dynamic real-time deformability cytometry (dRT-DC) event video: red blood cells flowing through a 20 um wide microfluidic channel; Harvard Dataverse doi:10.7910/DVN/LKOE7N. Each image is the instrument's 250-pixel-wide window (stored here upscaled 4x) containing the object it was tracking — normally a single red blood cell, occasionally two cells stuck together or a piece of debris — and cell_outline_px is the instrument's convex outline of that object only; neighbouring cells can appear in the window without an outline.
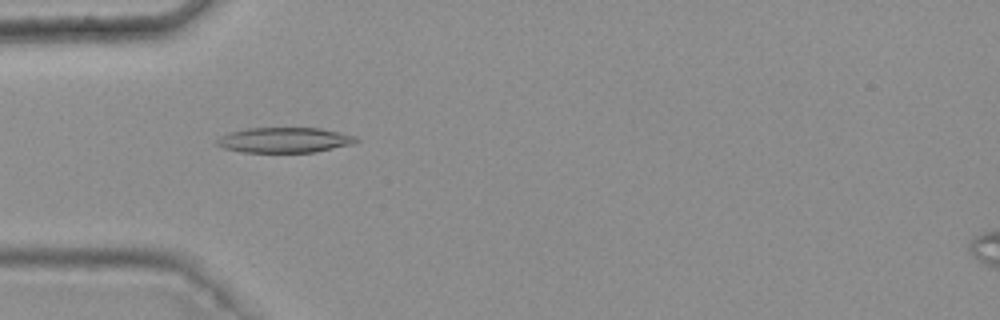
{"species": "common noctule bat (a hibernating species)", "species_latin": "Nyctalus noctula", "temperature_condition": "warm", "stored_images_in_passage": 41, "camera_frame_rate_fps": 3000, "um_per_image_px": 0.085, "animal": {"sex": "female", "body_mass_g": 25.1}, "frame": {"image": 1, "passage_image": 10, "time_ms": 3.0, "image_size_px": [1000, 320], "cell_outline_px": [[360, 140], [348, 144], [332, 148], [312, 152], [244, 152], [224, 148], [216, 144], [216, 140], [220, 136], [232, 132], [248, 128], [320, 128], [356, 136]], "centroid_in_image_um": [24.15, 11.9], "position_along_channel_um": 60.9, "area_um2": 20.11}}
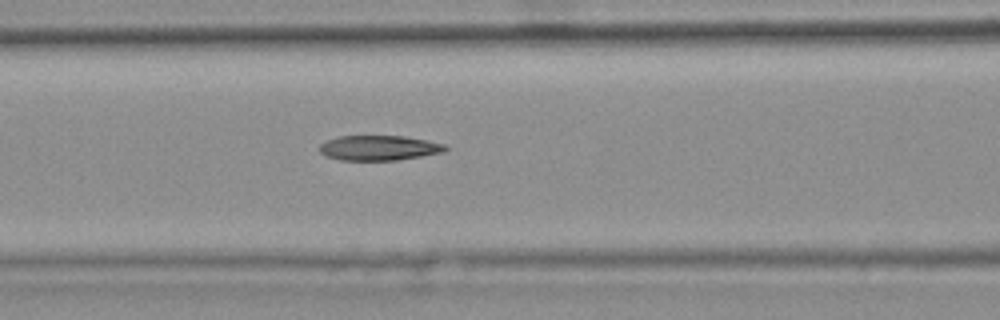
{"frame": {"image": 2, "passage_image": 16, "time_ms": 5.0, "image_size_px": [1000, 320], "cell_outline_px": [[448, 148], [444, 152], [396, 160], [340, 160], [324, 156], [320, 152], [320, 144], [336, 136], [404, 136], [444, 144]], "centroid_in_image_um": [32.17, 12.57], "position_along_channel_um": 134.4, "area_um2": 18.21}}
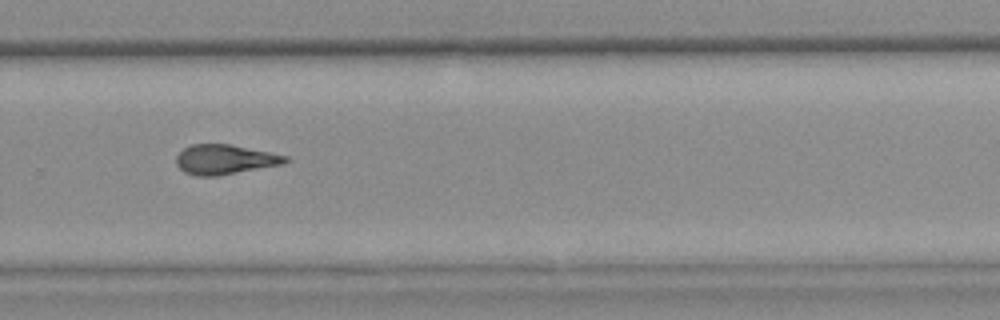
{"frame": {"image": 3, "passage_image": 30, "time_ms": 9.667, "image_size_px": [1000, 320], "cell_outline_px": [[288, 160], [284, 164], [216, 176], [196, 176], [184, 172], [176, 164], [176, 156], [184, 148], [192, 144], [228, 144], [288, 156]], "centroid_in_image_um": [19.08, 13.56], "position_along_channel_um": 310.7, "area_um2": 18.73}, "authors_computed_cell_mechanics": {"area_um2": 18.9584, "velocity_mm_per_s": 3.7839, "shape_relaxation_time_tau1_ms": null, "shape_relaxation_time_tau2_ms": 4.6168, "deformation_change_tau1": null, "deformation_change_tau2": 0.1542}}